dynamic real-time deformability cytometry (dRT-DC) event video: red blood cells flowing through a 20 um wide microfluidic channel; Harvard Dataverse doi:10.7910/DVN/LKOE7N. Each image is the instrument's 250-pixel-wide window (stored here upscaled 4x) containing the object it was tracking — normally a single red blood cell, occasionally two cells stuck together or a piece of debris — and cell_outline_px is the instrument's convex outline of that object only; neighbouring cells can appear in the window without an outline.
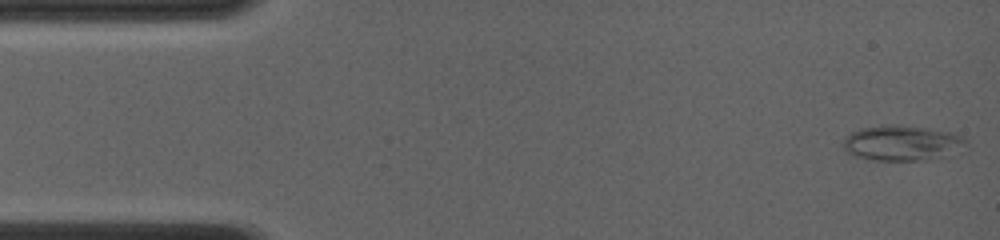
{"species": "common noctule bat (a hibernating species)", "species_latin": "Nyctalus noctula", "temperature_condition": "room temperature", "stored_images_in_passage": 60, "camera_frame_rate_fps": 4000, "um_per_image_px": 0.085, "animal": {"sex": "female", "body_mass_g": 19.0, "forearm_length_mm": 56.7}, "frame": {"image": 1, "passage_image": 1, "time_ms": 0.0, "image_size_px": [1000, 240], "cell_outline_px": [[968, 148], [948, 156], [924, 160], [868, 160], [848, 152], [844, 148], [844, 140], [852, 132], [860, 128], [888, 124], [896, 124], [928, 128], [948, 132], [960, 136], [968, 140]], "centroid_in_image_um": [76.75, 12.16], "position_along_channel_um": 8.2, "area_um2": 25.43}}
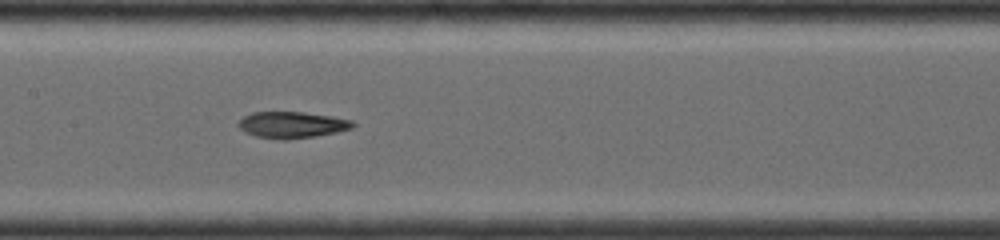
{"frame": {"image": 2, "passage_image": 29, "time_ms": 7.0, "image_size_px": [1000, 240], "cell_outline_px": [[356, 124], [352, 128], [336, 132], [316, 136], [284, 140], [280, 140], [256, 136], [244, 132], [236, 124], [244, 116], [252, 112], [304, 112], [332, 116], [352, 120]], "centroid_in_image_um": [24.81, 10.61], "position_along_channel_um": 182.6, "area_um2": 17.69}}
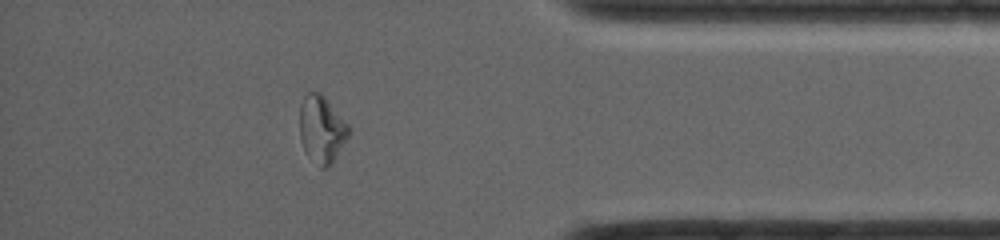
{"frame": {"image": 3, "passage_image": 52, "time_ms": 12.75, "image_size_px": [1000, 240], "cell_outline_px": [[352, 128], [348, 136], [332, 160], [324, 168], [320, 168], [308, 156], [300, 140], [300, 104], [304, 96], [308, 92], [320, 92], [324, 96]], "centroid_in_image_um": [27.33, 10.94], "position_along_channel_um": 407.9, "area_um2": 18.9}, "authors_computed_cell_mechanics": {"area_um2": 18.6694, "velocity_mm_per_s": 4.1667, "shape_relaxation_time_tau1_ms": null, "shape_relaxation_time_tau2_ms": 5.0863, "deformation_change_tau1": null, "deformation_change_tau2": 0.1367}}